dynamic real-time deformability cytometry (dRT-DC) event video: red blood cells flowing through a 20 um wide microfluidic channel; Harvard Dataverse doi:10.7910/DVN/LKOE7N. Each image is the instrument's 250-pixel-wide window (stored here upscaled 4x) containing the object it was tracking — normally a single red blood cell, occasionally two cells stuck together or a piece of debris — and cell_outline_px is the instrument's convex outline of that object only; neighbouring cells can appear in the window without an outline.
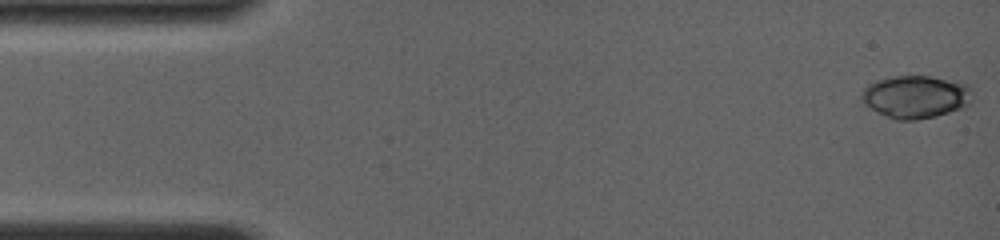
{"species": "common noctule bat (a hibernating species)", "species_latin": "Nyctalus noctula", "temperature_condition": "room temperature", "stored_images_in_passage": 26, "camera_frame_rate_fps": 4000, "um_per_image_px": 0.085, "animal": {"sex": "female", "body_mass_g": 19.0, "forearm_length_mm": 56.7}, "frame": {"image": 1, "passage_image": 1, "time_ms": 0.0, "image_size_px": [1000, 240], "cell_outline_px": [[972, 92], [968, 104], [964, 108], [936, 116], [916, 120], [896, 120], [876, 112], [868, 108], [860, 100], [860, 92], [868, 84], [876, 80], [888, 76], [928, 76], [960, 80], [968, 84]], "centroid_in_image_um": [77.81, 8.21], "position_along_channel_um": 7.2, "area_um2": 28.21}}
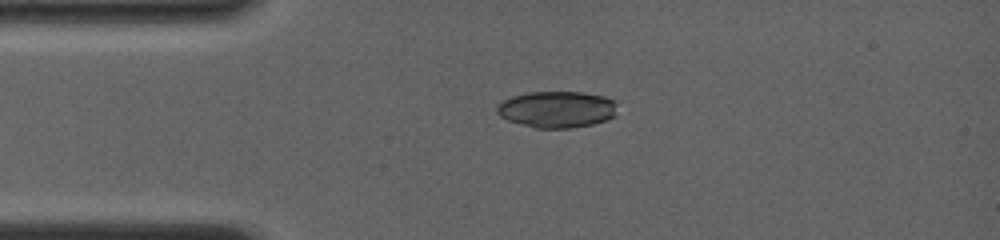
{"frame": {"image": 2, "passage_image": 17, "time_ms": 3.25, "image_size_px": [1000, 240], "cell_outline_px": [[616, 116], [592, 124], [572, 128], [536, 128], [508, 120], [500, 116], [496, 112], [496, 104], [512, 96], [528, 92], [580, 92], [604, 96], [616, 100]], "centroid_in_image_um": [47.34, 9.29], "position_along_channel_um": 37.7, "area_um2": 25.72}}